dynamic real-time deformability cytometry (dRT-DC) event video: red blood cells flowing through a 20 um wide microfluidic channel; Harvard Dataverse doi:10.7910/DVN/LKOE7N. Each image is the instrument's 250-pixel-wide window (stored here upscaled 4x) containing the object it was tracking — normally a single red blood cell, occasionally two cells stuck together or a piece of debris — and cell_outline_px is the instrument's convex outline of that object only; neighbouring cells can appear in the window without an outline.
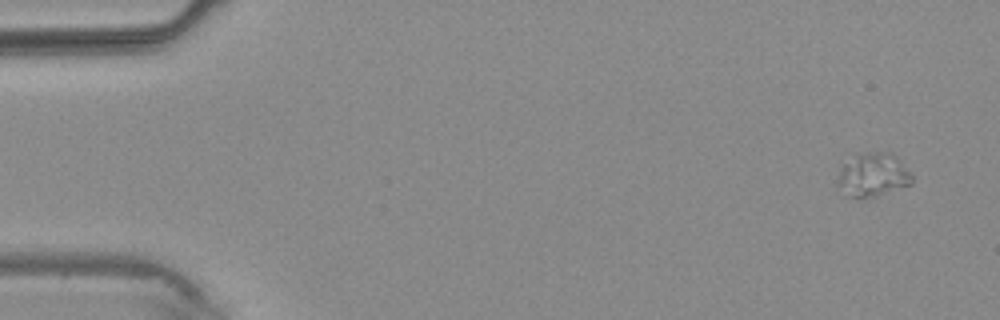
{"species": "common noctule bat (a hibernating species)", "species_latin": "Nyctalus noctula", "temperature_condition": "warm", "stored_images_in_passage": 5, "camera_frame_rate_fps": 3000, "um_per_image_px": 0.085, "animal": {"sex": "male", "body_mass_g": 20.4}, "frame": {"image": 1, "passage_image": 1, "time_ms": 0.0, "image_size_px": [1000, 320], "cell_outline_px": [[912, 184], [876, 196], [860, 200], [848, 196], [836, 184], [840, 172], [844, 164], [856, 156], [872, 152], [892, 152], [896, 156], [912, 176]], "centroid_in_image_um": [74.21, 14.91], "position_along_channel_um": 10.8, "area_um2": 18.67}}
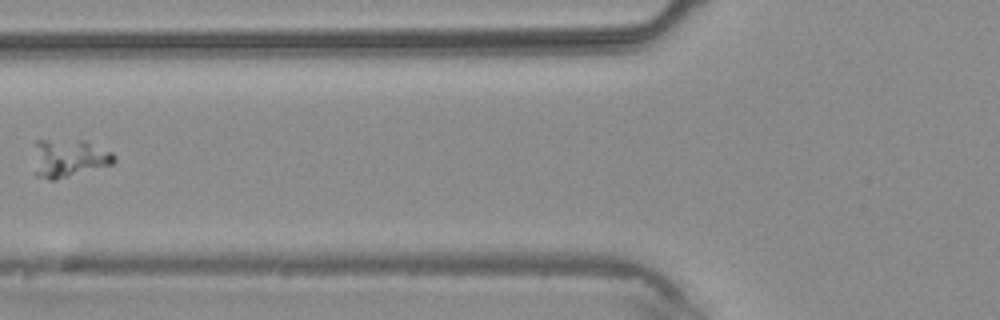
{"frame": {"image": 2, "passage_image": 5, "time_ms": 4.667, "image_size_px": [1000, 320], "cell_outline_px": [[116, 160], [112, 164], [56, 180], [48, 180], [36, 176], [36, 140], [84, 140], [112, 152], [116, 156]], "centroid_in_image_um": [5.89, 13.45], "position_along_channel_um": 119.9, "area_um2": 17.57}}